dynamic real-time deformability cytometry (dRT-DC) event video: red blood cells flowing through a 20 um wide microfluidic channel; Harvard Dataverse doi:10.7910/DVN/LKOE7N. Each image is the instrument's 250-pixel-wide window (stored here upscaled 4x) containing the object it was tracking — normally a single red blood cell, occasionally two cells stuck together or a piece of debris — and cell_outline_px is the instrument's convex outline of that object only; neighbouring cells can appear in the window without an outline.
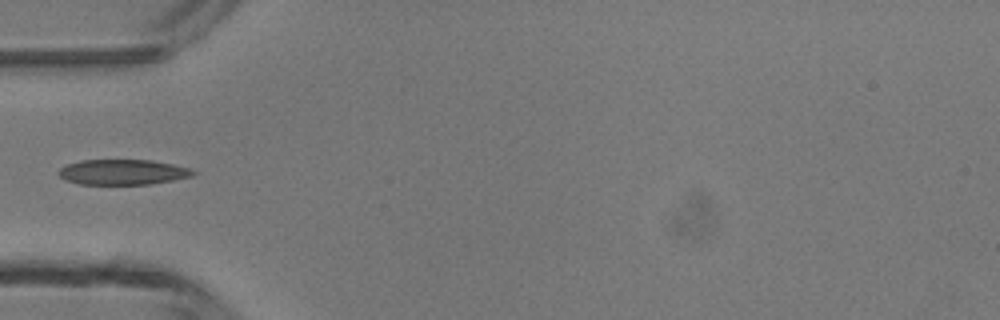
{"species": "common noctule bat (a hibernating species)", "species_latin": "Nyctalus noctula", "temperature_condition": "room temperature", "stored_images_in_passage": 4, "camera_frame_rate_fps": 3000, "um_per_image_px": 0.085, "animal": {"sex": "male", "body_mass_g": 13.3}, "frame": {"image": 1, "passage_image": 4, "time_ms": 4.333, "image_size_px": [1000, 320], "cell_outline_px": [[196, 172], [192, 176], [172, 180], [148, 184], [80, 184], [64, 180], [56, 172], [60, 168], [68, 164], [84, 160], [148, 160], [172, 164], [188, 168]], "centroid_in_image_um": [10.39, 14.63], "position_along_channel_um": 74.6, "area_um2": 19.59}}